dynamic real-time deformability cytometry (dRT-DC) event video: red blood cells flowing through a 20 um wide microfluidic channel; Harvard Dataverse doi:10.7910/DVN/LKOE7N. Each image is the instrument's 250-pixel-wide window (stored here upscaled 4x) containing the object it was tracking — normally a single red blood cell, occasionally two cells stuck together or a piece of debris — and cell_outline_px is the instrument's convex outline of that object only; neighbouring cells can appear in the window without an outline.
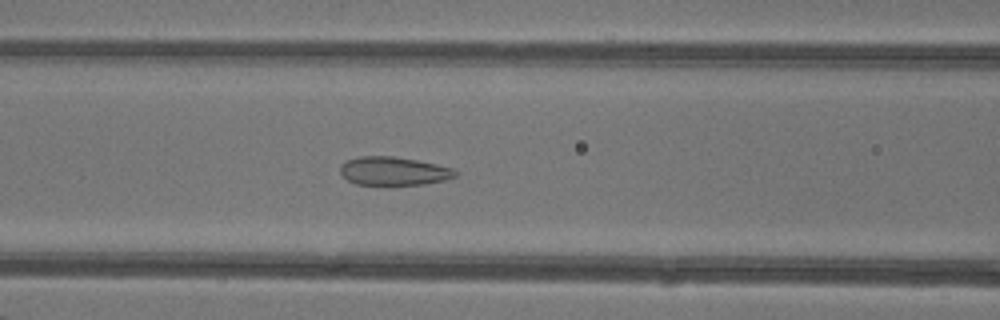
{"species": "common noctule bat (a hibernating species)", "species_latin": "Nyctalus noctula", "temperature_condition": "warm", "stored_images_in_passage": 49, "camera_frame_rate_fps": 3000, "um_per_image_px": 0.085, "animal": {"sex": "female"}, "frame": {"image": 1, "passage_image": 21, "time_ms": 6.667, "image_size_px": [1000, 320], "cell_outline_px": [[456, 176], [444, 180], [424, 184], [356, 184], [348, 180], [340, 172], [340, 164], [348, 160], [360, 156], [392, 156], [416, 160], [436, 164], [452, 168], [456, 172]], "centroid_in_image_um": [33.44, 14.53], "position_along_channel_um": 133.2, "area_um2": 18.79}}
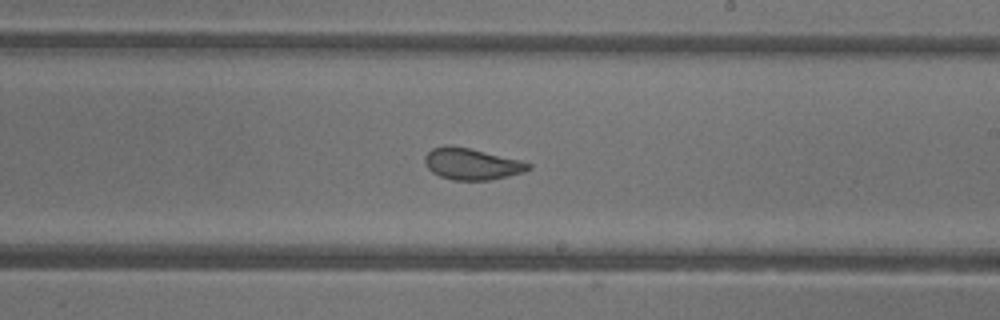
{"frame": {"image": 2, "passage_image": 29, "time_ms": 9.333, "image_size_px": [1000, 320], "cell_outline_px": [[532, 168], [524, 172], [508, 176], [488, 180], [452, 180], [440, 176], [432, 172], [428, 168], [424, 160], [424, 156], [432, 148], [444, 144], [468, 148], [520, 160], [532, 164]], "centroid_in_image_um": [40.08, 13.93], "position_along_channel_um": 248.9, "area_um2": 18.96}}
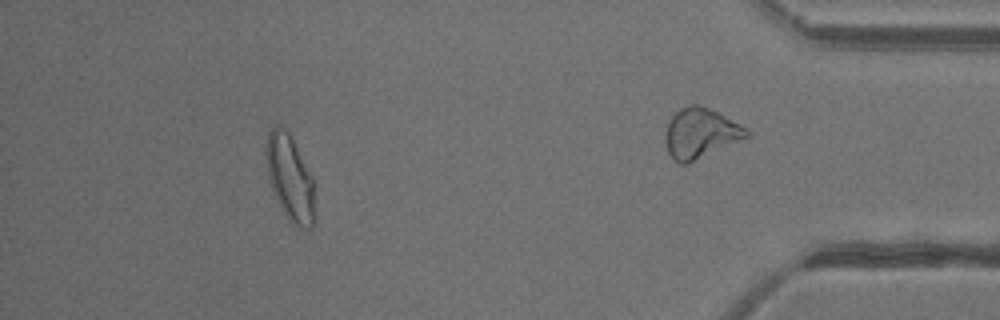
{"frame": {"image": 3, "passage_image": 44, "time_ms": 14.333, "image_size_px": [1000, 320], "cell_outline_px": [[316, 216], [312, 228], [296, 228], [288, 220], [272, 188], [268, 176], [264, 152], [268, 132], [276, 124], [288, 132], [312, 176]], "centroid_in_image_um": [24.65, 15.17], "position_along_channel_um": 410.5, "area_um2": 24.33}, "authors_computed_cell_mechanics": {"area_um2": 23.1778, "velocity_mm_per_s": 4.3403, "shape_relaxation_time_tau1_ms": null, "shape_relaxation_time_tau2_ms": 0.916, "deformation_change_tau1": null, "deformation_change_tau2": 0.0503}}